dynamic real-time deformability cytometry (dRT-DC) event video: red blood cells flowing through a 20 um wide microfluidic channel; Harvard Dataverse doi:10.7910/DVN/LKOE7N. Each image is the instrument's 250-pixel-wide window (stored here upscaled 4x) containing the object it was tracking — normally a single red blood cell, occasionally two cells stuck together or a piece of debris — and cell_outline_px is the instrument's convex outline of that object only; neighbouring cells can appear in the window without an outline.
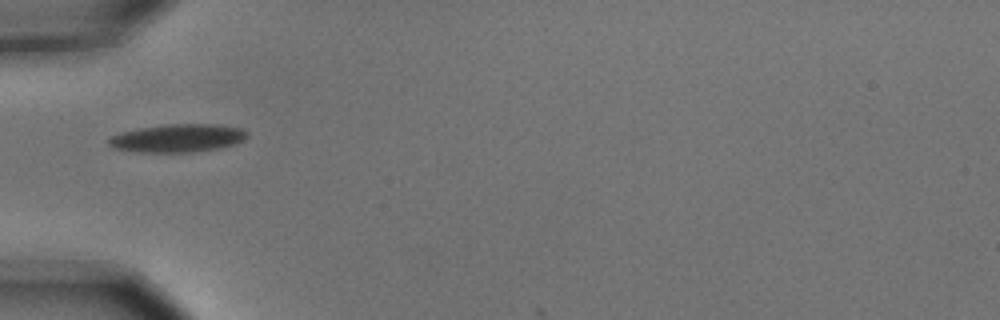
{"species": "common noctule bat (a hibernating species)", "species_latin": "Nyctalus noctula", "temperature_condition": "cold", "stored_images_in_passage": 6, "camera_frame_rate_fps": 3000, "um_per_image_px": 0.085, "animal": {"sex": "male", "body_mass_g": 15.6}, "frame": {"image": 1, "passage_image": 1, "time_ms": 0.0, "image_size_px": [1000, 320], "cell_outline_px": [[248, 136], [244, 140], [236, 144], [220, 148], [192, 152], [136, 152], [112, 148], [108, 144], [108, 140], [112, 136], [120, 132], [140, 128], [164, 124], [216, 124], [240, 128], [248, 132]], "centroid_in_image_um": [15.11, 11.74], "position_along_channel_um": 69.9, "area_um2": 22.83}}
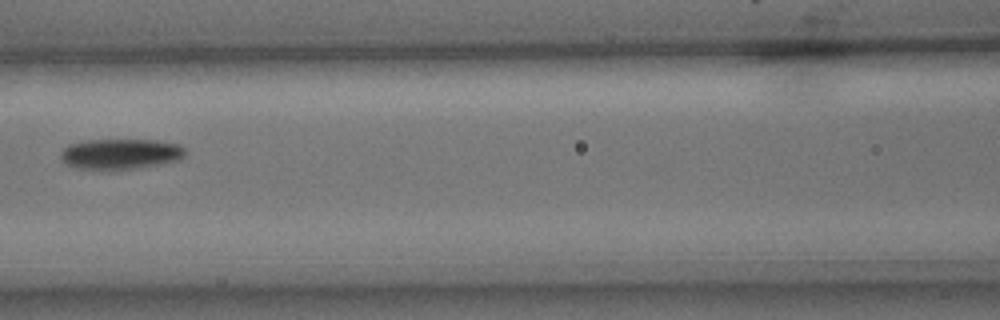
{"frame": {"image": 2, "passage_image": 3, "time_ms": 0.667, "image_size_px": [1000, 320], "cell_outline_px": [[184, 156], [180, 160], [164, 164], [132, 168], [76, 168], [64, 164], [60, 156], [60, 152], [68, 144], [88, 140], [156, 140], [180, 144], [184, 148]], "centroid_in_image_um": [10.25, 13.07], "position_along_channel_um": 156.3, "area_um2": 21.96}}
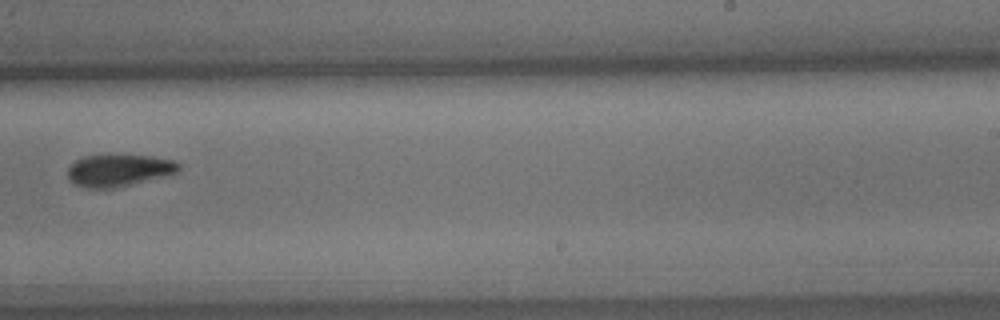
{"frame": {"image": 3, "passage_image": 6, "time_ms": 1.667, "image_size_px": [1000, 320], "cell_outline_px": [[180, 168], [172, 176], [112, 188], [84, 188], [76, 184], [68, 176], [68, 168], [76, 160], [84, 156], [108, 152], [152, 156], [176, 160], [180, 164]], "centroid_in_image_um": [10.16, 14.43], "position_along_channel_um": 278.8, "area_um2": 21.68}}